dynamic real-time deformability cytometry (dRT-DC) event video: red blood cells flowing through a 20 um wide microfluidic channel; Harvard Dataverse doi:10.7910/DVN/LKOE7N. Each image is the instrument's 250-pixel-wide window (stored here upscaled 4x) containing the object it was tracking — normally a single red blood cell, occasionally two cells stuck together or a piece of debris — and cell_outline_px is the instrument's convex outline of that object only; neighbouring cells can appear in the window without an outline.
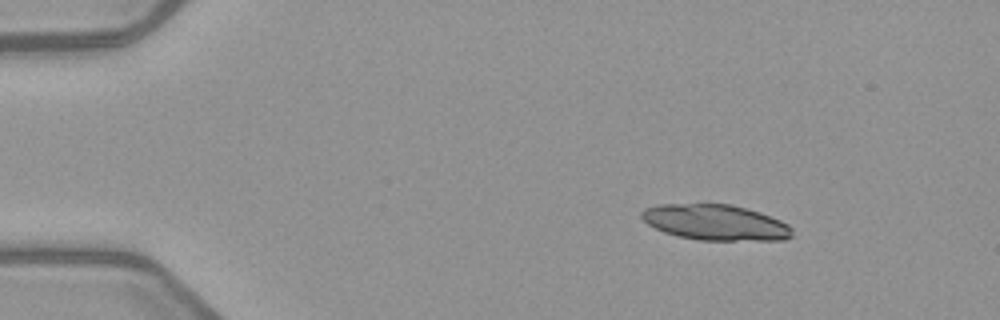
{"species": "common noctule bat (a hibernating species)", "species_latin": "Nyctalus noctula", "temperature_condition": "warm", "stored_images_in_passage": 3, "camera_frame_rate_fps": 3000, "um_per_image_px": 0.085, "animal": {"sex": "female", "body_mass_g": 21.9}, "frame": {"image": 1, "passage_image": 1, "time_ms": 0.0, "image_size_px": [1000, 320], "cell_outline_px": [[792, 236], [784, 240], [700, 240], [676, 236], [664, 232], [648, 224], [640, 216], [640, 212], [644, 208], [656, 204], [732, 204], [760, 212], [780, 220], [788, 224], [792, 228]], "centroid_in_image_um": [60.8, 18.9], "position_along_channel_um": 24.2, "area_um2": 31.44}}